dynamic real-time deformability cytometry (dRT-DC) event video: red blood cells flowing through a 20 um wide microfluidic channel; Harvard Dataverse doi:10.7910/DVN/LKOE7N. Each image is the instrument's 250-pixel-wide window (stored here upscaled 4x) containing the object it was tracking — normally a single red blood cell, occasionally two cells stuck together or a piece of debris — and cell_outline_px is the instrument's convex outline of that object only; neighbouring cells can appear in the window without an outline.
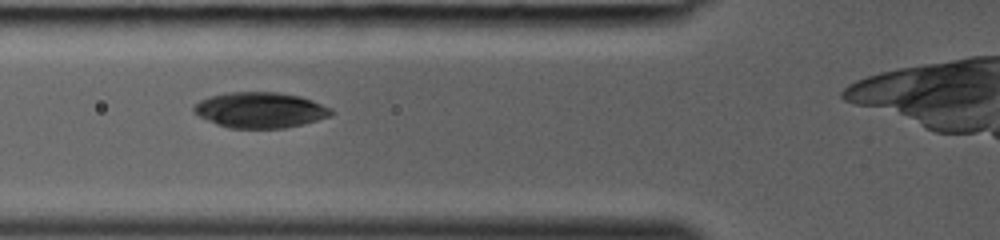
{"species": "common noctule bat (a hibernating species)", "species_latin": "Nyctalus noctula", "temperature_condition": "room temperature", "stored_images_in_passage": 7, "camera_frame_rate_fps": 3000, "um_per_image_px": 0.085, "animal": {"sex": "female", "body_mass_g": 19.0, "forearm_length_mm": 53.3}, "frame": {"image": 1, "passage_image": 2, "time_ms": 0.333, "image_size_px": [1000, 240], "cell_outline_px": [[332, 116], [304, 124], [284, 128], [228, 128], [216, 124], [192, 112], [192, 108], [200, 100], [212, 96], [228, 92], [276, 92], [300, 96], [312, 100], [332, 108]], "centroid_in_image_um": [22.13, 9.36], "position_along_channel_um": 103.7, "area_um2": 28.55}}
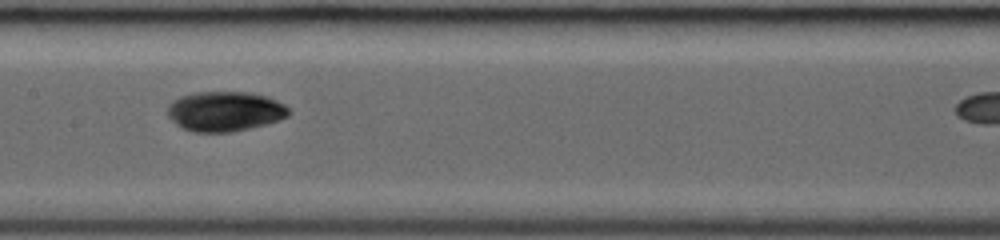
{"frame": {"image": 2, "passage_image": 5, "time_ms": 1.333, "image_size_px": [1000, 240], "cell_outline_px": [[292, 112], [288, 116], [280, 120], [232, 132], [196, 132], [184, 128], [176, 124], [168, 116], [168, 104], [172, 100], [180, 96], [196, 92], [248, 92], [264, 96], [276, 100], [284, 104]], "centroid_in_image_um": [19.11, 9.46], "position_along_channel_um": 188.3, "area_um2": 28.09}}
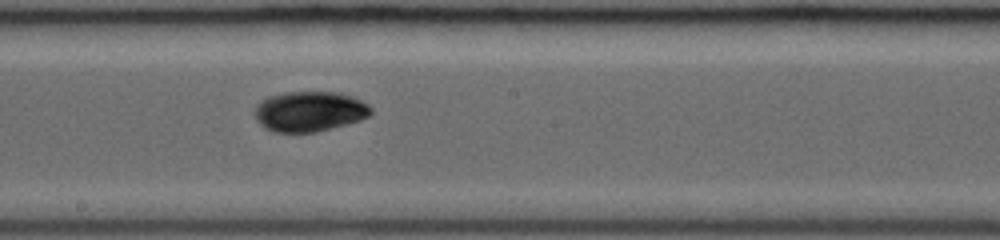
{"frame": {"image": 3, "passage_image": 6, "time_ms": 1.667, "image_size_px": [1000, 240], "cell_outline_px": [[372, 112], [368, 116], [360, 120], [316, 132], [272, 132], [264, 128], [256, 120], [252, 112], [256, 104], [260, 100], [268, 96], [284, 92], [336, 92], [352, 96], [368, 104], [372, 108]], "centroid_in_image_um": [26.25, 9.47], "position_along_channel_um": 222.0, "area_um2": 27.51}}